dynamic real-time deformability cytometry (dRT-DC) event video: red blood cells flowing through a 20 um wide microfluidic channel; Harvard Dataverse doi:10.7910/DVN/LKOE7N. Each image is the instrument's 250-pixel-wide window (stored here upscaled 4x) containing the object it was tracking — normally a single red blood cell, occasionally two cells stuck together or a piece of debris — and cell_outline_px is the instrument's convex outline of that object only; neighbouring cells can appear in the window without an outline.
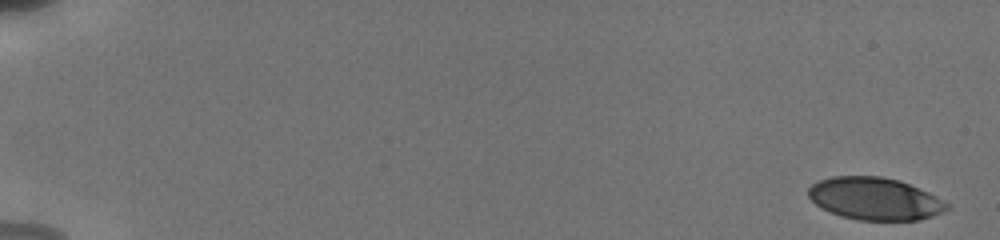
{"species": "human", "species_latin": "Homo sapiens", "temperature_condition": "cold", "stored_images_in_passage": 11, "camera_frame_rate_fps": 3000, "um_per_image_px": 0.085, "donor": {"sex": "male"}, "frame": {"image": 1, "passage_image": 1, "time_ms": 0.0, "image_size_px": [1000, 240], "cell_outline_px": [[952, 208], [944, 212], [920, 220], [856, 220], [840, 216], [820, 208], [808, 196], [808, 188], [812, 184], [820, 180], [832, 176], [880, 176], [900, 180], [928, 192], [936, 196], [948, 204]], "centroid_in_image_um": [74.36, 16.89], "position_along_channel_um": 10.6, "area_um2": 34.45}}
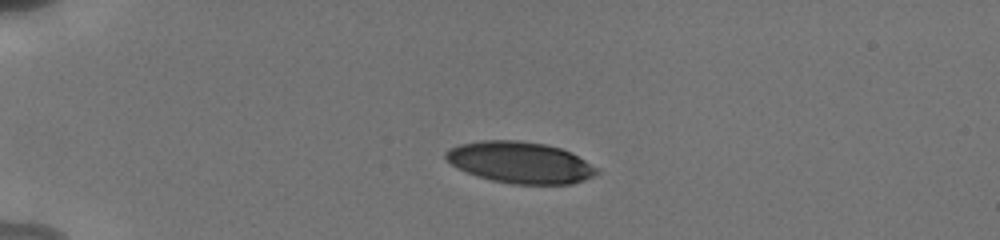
{"frame": {"image": 2, "passage_image": 8, "time_ms": 4.333, "image_size_px": [1000, 240], "cell_outline_px": [[600, 172], [584, 180], [572, 184], [512, 184], [492, 180], [476, 176], [452, 164], [444, 156], [444, 152], [448, 148], [460, 144], [484, 140], [516, 140], [544, 144], [560, 148], [572, 152], [596, 168]], "centroid_in_image_um": [44.21, 13.81], "position_along_channel_um": 40.8, "area_um2": 36.24}}
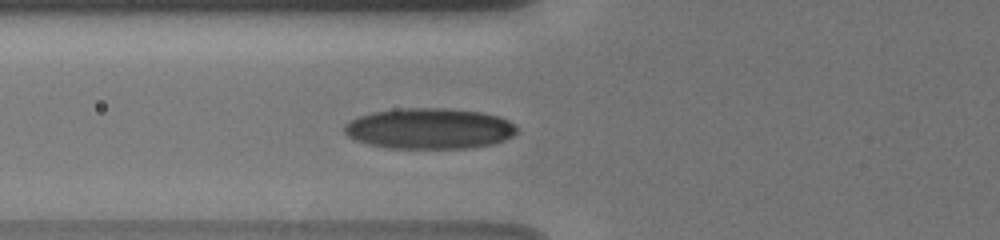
{"frame": {"image": 3, "passage_image": 11, "time_ms": 7.0, "image_size_px": [1000, 240], "cell_outline_px": [[516, 132], [512, 136], [504, 140], [492, 144], [472, 148], [388, 148], [368, 144], [356, 140], [348, 136], [344, 132], [344, 124], [360, 116], [372, 112], [404, 108], [448, 108], [484, 112], [500, 116], [516, 124]], "centroid_in_image_um": [36.53, 10.92], "position_along_channel_um": 89.3, "area_um2": 41.15}}